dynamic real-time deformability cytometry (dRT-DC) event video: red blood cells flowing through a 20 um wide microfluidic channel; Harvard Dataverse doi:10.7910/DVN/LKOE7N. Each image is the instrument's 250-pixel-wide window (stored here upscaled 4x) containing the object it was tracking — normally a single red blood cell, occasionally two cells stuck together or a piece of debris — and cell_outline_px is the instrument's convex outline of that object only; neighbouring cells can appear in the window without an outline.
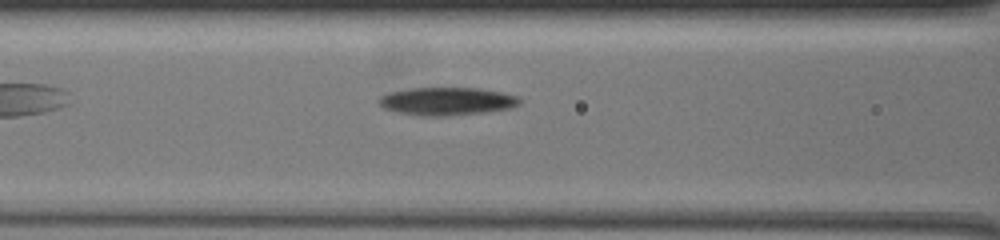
{"species": "common noctule bat (a hibernating species)", "species_latin": "Nyctalus noctula", "temperature_condition": "warm", "stored_images_in_passage": 35, "camera_frame_rate_fps": 3000, "um_per_image_px": 0.085, "animal": {"sex": "female", "body_mass_g": 19.5, "forearm_length_mm": 54.1}, "frame": {"image": 1, "passage_image": 6, "time_ms": 1.667, "image_size_px": [1000, 240], "cell_outline_px": [[520, 104], [508, 108], [484, 112], [448, 116], [420, 116], [396, 112], [384, 108], [376, 100], [380, 96], [388, 92], [412, 88], [480, 88], [500, 92], [516, 96], [520, 100]], "centroid_in_image_um": [37.92, 8.61], "position_along_channel_um": 128.7, "area_um2": 22.89}}
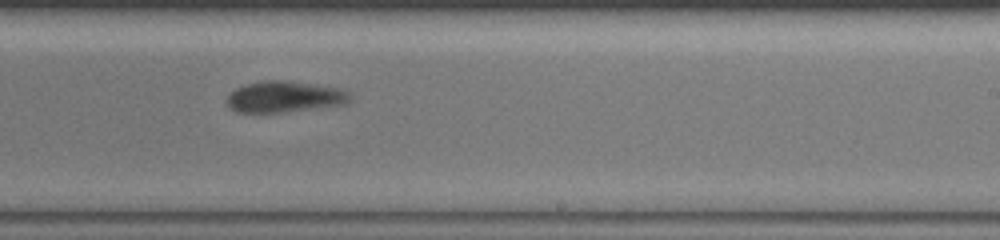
{"frame": {"image": 2, "passage_image": 19, "time_ms": 6.0, "image_size_px": [1000, 240], "cell_outline_px": [[352, 96], [344, 104], [284, 112], [236, 112], [228, 108], [224, 104], [224, 100], [236, 88], [248, 84], [264, 80], [288, 80], [336, 88], [348, 92]], "centroid_in_image_um": [24.1, 8.23], "position_along_channel_um": 264.9, "area_um2": 22.25}}
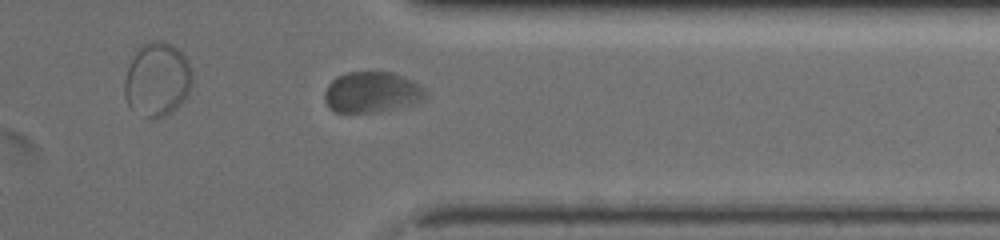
{"frame": {"image": 3, "passage_image": 30, "time_ms": 9.667, "image_size_px": [1000, 240], "cell_outline_px": [[428, 96], [424, 100], [380, 112], [336, 112], [328, 108], [324, 100], [324, 92], [328, 84], [336, 76], [348, 72], [392, 72], [412, 80], [424, 88], [428, 92]], "centroid_in_image_um": [31.59, 7.84], "position_along_channel_um": 379.8, "area_um2": 24.16}}